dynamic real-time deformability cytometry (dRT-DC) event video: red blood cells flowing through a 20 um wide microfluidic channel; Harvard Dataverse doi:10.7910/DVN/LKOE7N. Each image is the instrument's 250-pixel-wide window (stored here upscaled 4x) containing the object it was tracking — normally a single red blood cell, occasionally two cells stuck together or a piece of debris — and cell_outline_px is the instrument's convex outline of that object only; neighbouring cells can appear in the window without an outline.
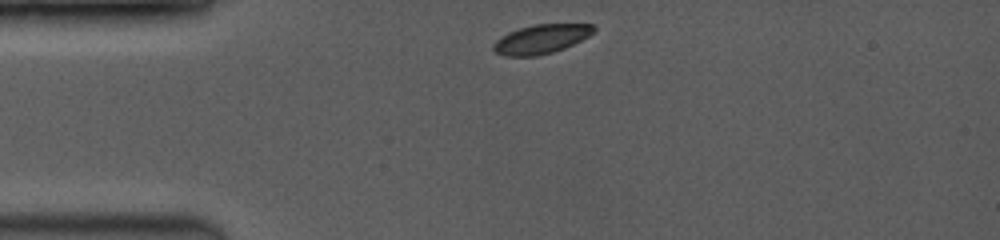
{"species": "common noctule bat (a hibernating species)", "species_latin": "Nyctalus noctula", "temperature_condition": "room temperature", "stored_images_in_passage": 20, "camera_frame_rate_fps": 3500, "um_per_image_px": 0.085, "animal": {"sex": "female", "body_mass_g": 19.0, "forearm_length_mm": 53.3}, "frame": {"image": 1, "passage_image": 1, "time_ms": 0.0, "image_size_px": [1000, 240], "cell_outline_px": [[596, 28], [588, 36], [564, 48], [552, 52], [536, 56], [504, 56], [496, 52], [492, 48], [492, 44], [500, 36], [508, 32], [532, 24], [592, 24]], "centroid_in_image_um": [45.95, 3.32], "position_along_channel_um": 39.1, "area_um2": 16.94}}
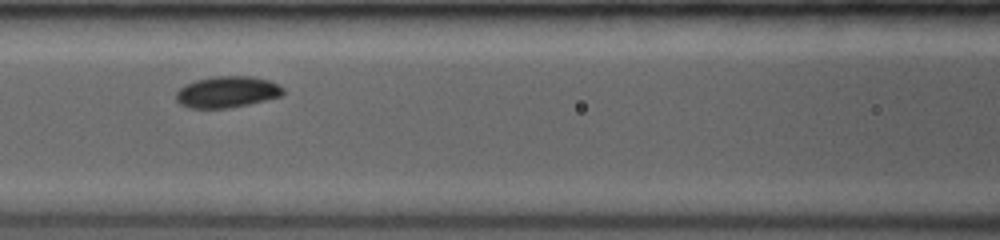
{"frame": {"image": 2, "passage_image": 9, "time_ms": 3.429, "image_size_px": [1000, 240], "cell_outline_px": [[284, 92], [280, 96], [248, 104], [228, 108], [188, 108], [180, 104], [176, 100], [176, 92], [180, 88], [196, 80], [212, 76], [252, 76], [268, 80], [280, 84], [284, 88]], "centroid_in_image_um": [19.31, 7.81], "position_along_channel_um": 147.3, "area_um2": 19.54}}
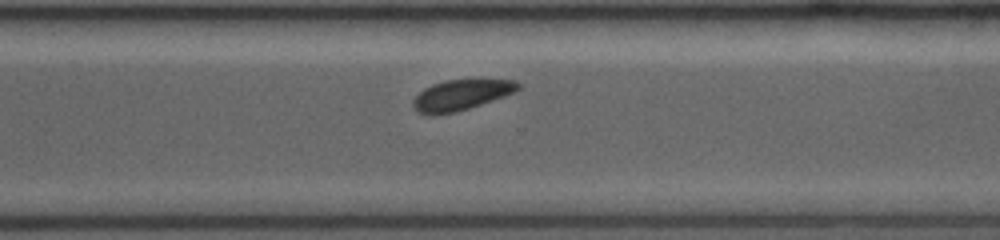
{"frame": {"image": 3, "passage_image": 20, "time_ms": 8.0, "image_size_px": [1000, 240], "cell_outline_px": [[520, 88], [504, 96], [456, 112], [436, 116], [432, 116], [416, 112], [412, 104], [412, 100], [424, 88], [432, 84], [444, 80], [516, 80], [520, 84]], "centroid_in_image_um": [39.12, 8.09], "position_along_channel_um": 331.5, "area_um2": 18.61}}